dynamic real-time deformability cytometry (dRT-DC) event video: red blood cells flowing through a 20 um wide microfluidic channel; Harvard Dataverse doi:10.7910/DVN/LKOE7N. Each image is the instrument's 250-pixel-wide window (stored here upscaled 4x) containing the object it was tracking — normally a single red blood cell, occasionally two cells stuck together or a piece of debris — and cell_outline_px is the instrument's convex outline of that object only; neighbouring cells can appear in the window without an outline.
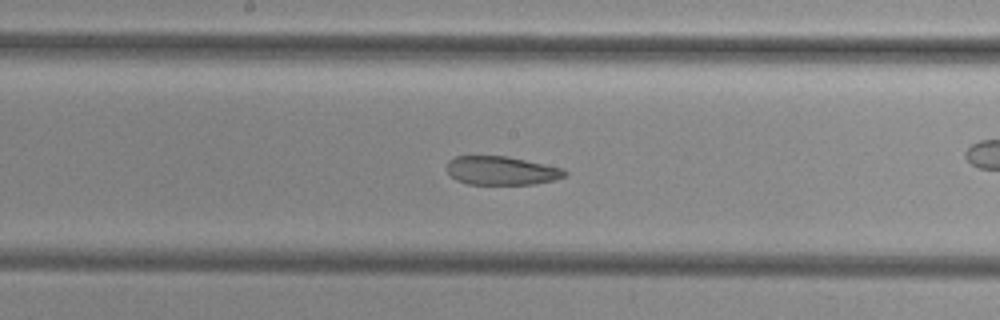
{"species": "common noctule bat (a hibernating species)", "species_latin": "Nyctalus noctula", "temperature_condition": "cold", "stored_images_in_passage": 45, "camera_frame_rate_fps": 3000, "um_per_image_px": 0.085, "animal": {"sex": "female", "body_mass_g": 29.2, "forearm_length_mm": 56.3}, "frame": {"image": 1, "passage_image": 20, "time_ms": 6.333, "image_size_px": [1000, 320], "cell_outline_px": [[568, 172], [564, 176], [552, 180], [536, 184], [468, 184], [456, 180], [448, 172], [448, 160], [456, 156], [508, 156], [564, 168]], "centroid_in_image_um": [42.64, 14.5], "position_along_channel_um": 205.6, "area_um2": 19.65}}
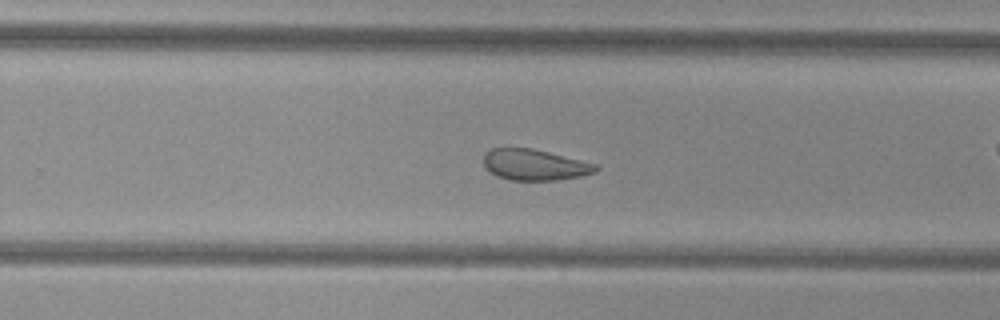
{"frame": {"image": 2, "passage_image": 26, "time_ms": 8.333, "image_size_px": [1000, 320], "cell_outline_px": [[600, 168], [596, 172], [580, 176], [556, 180], [512, 180], [496, 176], [484, 168], [484, 152], [492, 148], [532, 148], [596, 164]], "centroid_in_image_um": [45.41, 14.01], "position_along_channel_um": 284.4, "area_um2": 20.23}}